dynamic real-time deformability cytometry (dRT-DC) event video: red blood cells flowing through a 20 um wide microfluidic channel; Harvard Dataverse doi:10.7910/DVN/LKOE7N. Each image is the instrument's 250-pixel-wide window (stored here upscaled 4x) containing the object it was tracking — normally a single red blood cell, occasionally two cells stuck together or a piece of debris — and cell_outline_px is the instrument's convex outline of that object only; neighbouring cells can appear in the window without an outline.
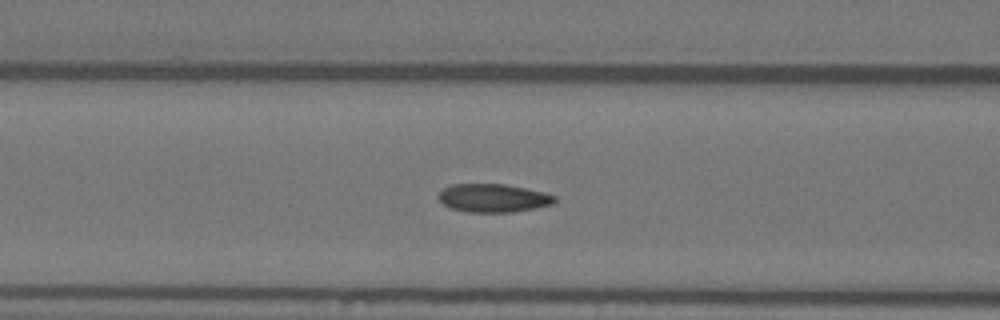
{"species": "Egyptian fruit bat (a non-hibernating species)", "species_latin": "Rousettus aegyptiacus", "temperature_condition": "warm", "stored_images_in_passage": 42, "camera_frame_rate_fps": 3000, "um_per_image_px": 0.085, "animal": {"sex": "female"}, "frame": {"image": 1, "passage_image": 14, "time_ms": 4.333, "image_size_px": [1000, 320], "cell_outline_px": [[556, 200], [552, 204], [512, 212], [468, 212], [448, 208], [436, 196], [444, 188], [452, 184], [504, 184], [544, 192], [556, 196]], "centroid_in_image_um": [41.89, 16.83], "position_along_channel_um": 124.7, "area_um2": 19.07}}
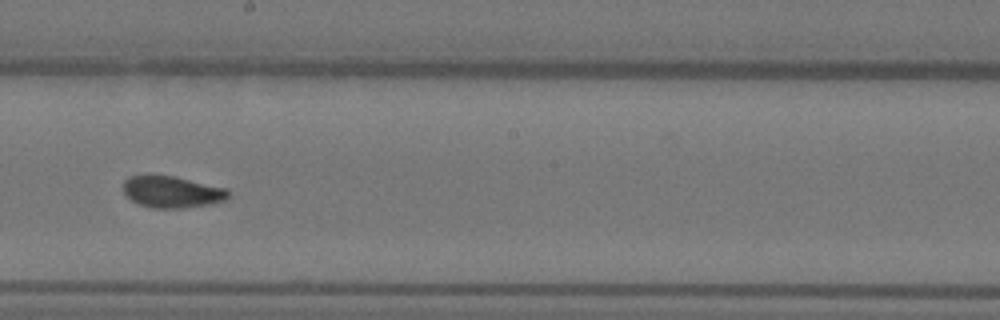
{"frame": {"image": 2, "passage_image": 23, "time_ms": 7.333, "image_size_px": [1000, 320], "cell_outline_px": [[232, 192], [224, 200], [208, 204], [184, 208], [152, 208], [140, 204], [132, 200], [124, 192], [124, 180], [128, 176], [172, 176], [228, 188]], "centroid_in_image_um": [14.65, 16.32], "position_along_channel_um": 233.6, "area_um2": 19.13}}
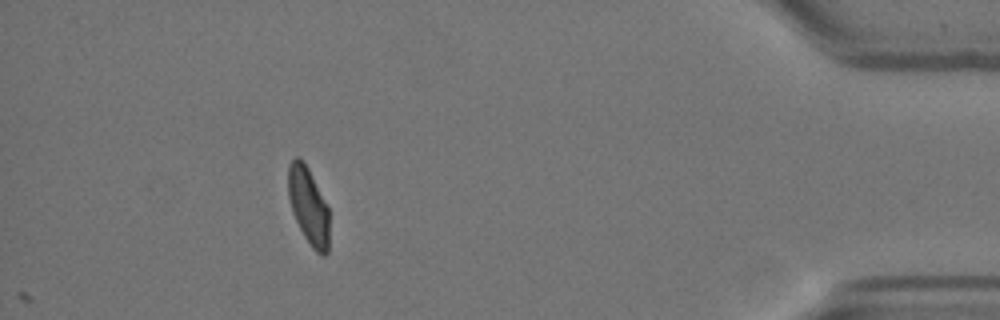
{"frame": {"image": 3, "passage_image": 42, "time_ms": 13.667, "image_size_px": [1000, 320], "cell_outline_px": [[328, 252], [324, 256], [320, 256], [312, 248], [304, 236], [292, 212], [288, 196], [288, 164], [296, 156], [300, 156], [308, 168], [328, 208]], "centroid_in_image_um": [26.2, 17.5], "position_along_channel_um": 409.0, "area_um2": 18.32}, "authors_computed_cell_mechanics": {"area_um2": 19.4497, "velocity_mm_per_s": 3.6459, "shape_relaxation_time_tau1_ms": 7.1476, "shape_relaxation_time_tau2_ms": 1.1484, "deformation_change_tau1": 0.198, "deformation_change_tau2": 0.0612}}